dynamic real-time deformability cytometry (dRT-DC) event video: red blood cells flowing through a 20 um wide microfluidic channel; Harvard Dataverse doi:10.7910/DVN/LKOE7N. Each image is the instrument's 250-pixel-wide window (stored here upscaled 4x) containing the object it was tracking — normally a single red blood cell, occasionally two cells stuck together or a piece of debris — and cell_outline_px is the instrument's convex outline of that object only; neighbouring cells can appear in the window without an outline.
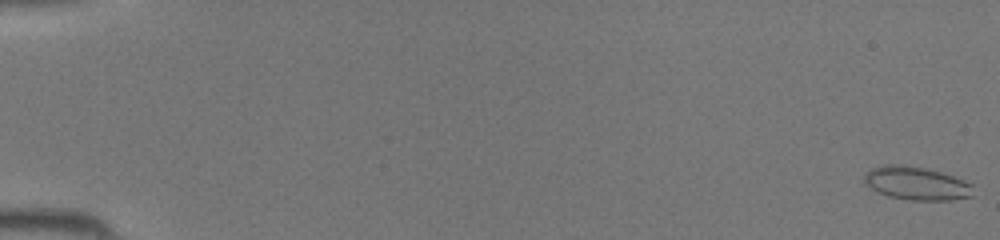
{"species": "common noctule bat (a hibernating species)", "species_latin": "Nyctalus noctula", "temperature_condition": "room temperature", "stored_images_in_passage": 45, "camera_frame_rate_fps": 3000, "um_per_image_px": 0.085, "animal": {"sex": "female", "body_mass_g": 19.5, "forearm_length_mm": 54.1}, "frame": {"image": 1, "passage_image": 1, "time_ms": 0.0, "image_size_px": [1000, 240], "cell_outline_px": [[972, 196], [952, 200], [908, 200], [888, 196], [872, 188], [864, 180], [864, 176], [872, 168], [884, 164], [904, 164], [924, 168], [940, 172], [964, 180], [972, 184]], "centroid_in_image_um": [77.91, 15.58], "position_along_channel_um": 7.1, "area_um2": 20.92}}
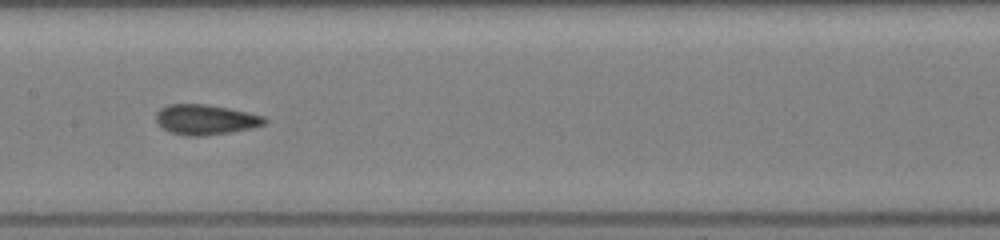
{"frame": {"image": 2, "passage_image": 24, "time_ms": 7.667, "image_size_px": [1000, 240], "cell_outline_px": [[268, 120], [264, 124], [252, 128], [204, 136], [184, 136], [168, 132], [156, 124], [156, 112], [160, 108], [168, 104], [208, 104], [248, 112], [264, 116]], "centroid_in_image_um": [17.42, 10.17], "position_along_channel_um": 190.0, "area_um2": 19.31}}
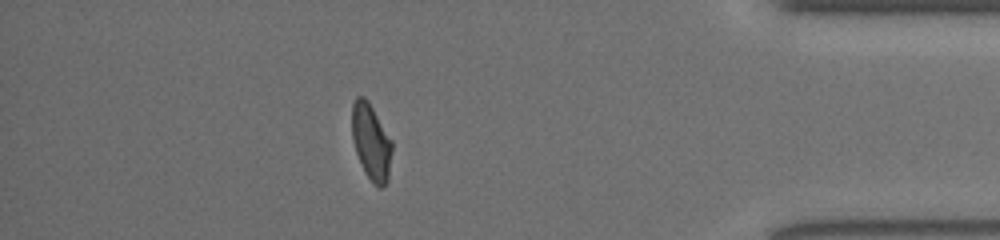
{"frame": {"image": 3, "passage_image": 40, "time_ms": 13.0, "image_size_px": [1000, 240], "cell_outline_px": [[392, 152], [388, 180], [380, 188], [372, 184], [356, 152], [352, 140], [352, 104], [356, 96], [364, 96], [368, 100], [392, 140]], "centroid_in_image_um": [31.55, 12.03], "position_along_channel_um": 403.6, "area_um2": 17.74}}